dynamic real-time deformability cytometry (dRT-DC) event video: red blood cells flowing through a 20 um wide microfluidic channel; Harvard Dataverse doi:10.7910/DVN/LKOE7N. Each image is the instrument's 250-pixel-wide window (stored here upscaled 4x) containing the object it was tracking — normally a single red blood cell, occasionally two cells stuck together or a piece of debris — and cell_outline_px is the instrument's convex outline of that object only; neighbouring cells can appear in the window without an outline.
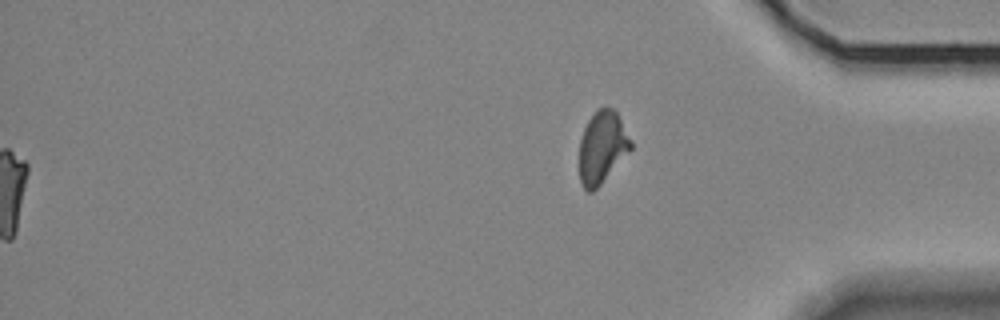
{"species": "Egyptian fruit bat (a non-hibernating species)", "species_latin": "Rousettus aegyptiacus", "temperature_condition": "room temperature", "stored_images_in_passage": 38, "segment_of_instrument_passage": [2, 2], "camera_frame_rate_fps": 3000, "um_per_image_px": 0.085, "animal": {"sex": "female"}, "frame": {"image": 1, "passage_image": 38, "time_ms": 12.333, "image_size_px": [1000, 320], "cell_outline_px": [[632, 148], [600, 184], [592, 192], [588, 192], [580, 184], [580, 140], [584, 128], [588, 120], [596, 108], [612, 108], [616, 112], [632, 140]], "centroid_in_image_um": [51.17, 12.5], "position_along_channel_um": 384.0, "area_um2": 21.39}}